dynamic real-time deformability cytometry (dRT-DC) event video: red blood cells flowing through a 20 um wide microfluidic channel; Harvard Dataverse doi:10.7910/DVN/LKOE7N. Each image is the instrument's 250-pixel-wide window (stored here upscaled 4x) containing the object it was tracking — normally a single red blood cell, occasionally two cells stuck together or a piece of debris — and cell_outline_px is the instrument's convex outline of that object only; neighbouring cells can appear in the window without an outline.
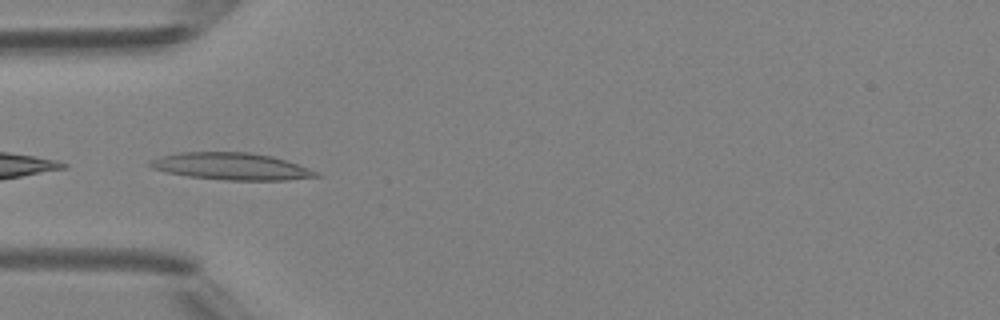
{"species": "Egyptian fruit bat (a non-hibernating species)", "species_latin": "Rousettus aegyptiacus", "temperature_condition": "room temperature", "stored_images_in_passage": 5, "camera_frame_rate_fps": 3000, "um_per_image_px": 0.085, "animal": {"sex": "female"}, "frame": {"image": 1, "passage_image": 4, "time_ms": 4.333, "image_size_px": [1000, 320], "cell_outline_px": [[324, 176], [284, 180], [224, 180], [188, 176], [168, 172], [152, 168], [148, 164], [152, 160], [160, 156], [180, 152], [248, 152], [272, 156], [320, 172]], "centroid_in_image_um": [19.69, 14.14], "position_along_channel_um": 65.3, "area_um2": 26.01}}
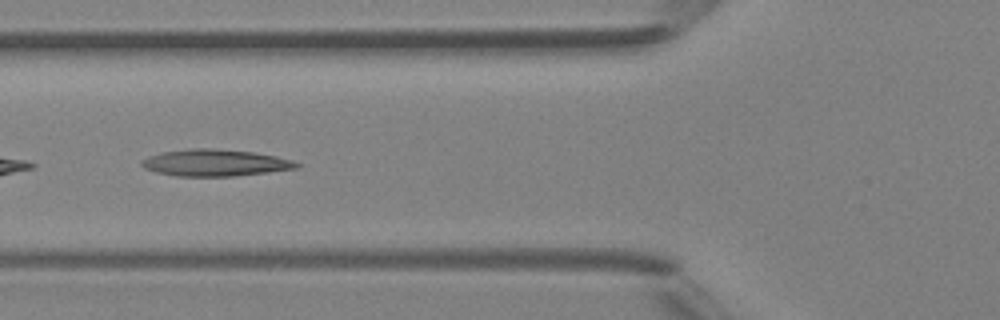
{"frame": {"image": 2, "passage_image": 5, "time_ms": 5.333, "image_size_px": [1000, 320], "cell_outline_px": [[304, 164], [300, 168], [236, 176], [176, 176], [156, 172], [144, 168], [140, 164], [140, 160], [148, 156], [164, 152], [188, 148], [212, 148], [252, 152], [276, 156], [292, 160]], "centroid_in_image_um": [18.31, 13.84], "position_along_channel_um": 107.5, "area_um2": 24.33}}